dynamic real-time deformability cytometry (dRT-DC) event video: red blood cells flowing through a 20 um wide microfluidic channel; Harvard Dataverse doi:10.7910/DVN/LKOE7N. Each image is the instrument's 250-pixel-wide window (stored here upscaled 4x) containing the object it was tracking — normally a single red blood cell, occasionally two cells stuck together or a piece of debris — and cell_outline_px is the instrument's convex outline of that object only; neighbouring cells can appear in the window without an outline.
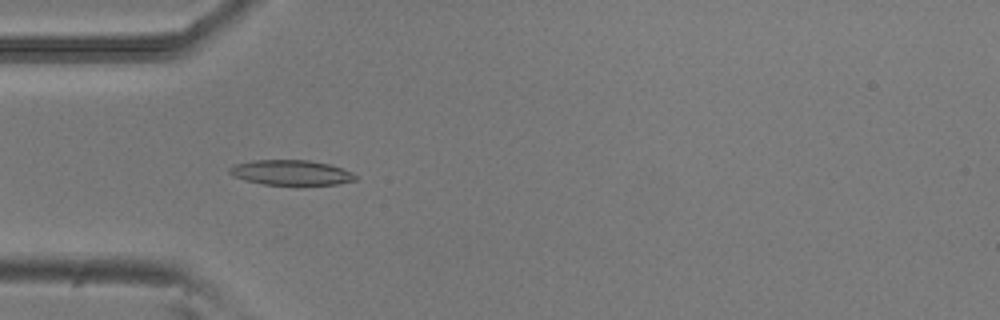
{"species": "common noctule bat (a hibernating species)", "species_latin": "Nyctalus noctula", "temperature_condition": "room temperature", "stored_images_in_passage": 6, "camera_frame_rate_fps": 3000, "um_per_image_px": 0.085, "animal": {"sex": "male", "body_mass_g": 20.5, "forearm_length_mm": 52.5}, "frame": {"image": 1, "passage_image": 5, "time_ms": 1.333, "image_size_px": [1000, 320], "cell_outline_px": [[356, 180], [336, 184], [300, 188], [296, 188], [264, 184], [244, 180], [232, 176], [228, 172], [228, 168], [236, 164], [252, 160], [308, 160], [328, 164], [352, 172], [356, 176]], "centroid_in_image_um": [24.73, 14.72], "position_along_channel_um": 60.3, "area_um2": 19.25}}
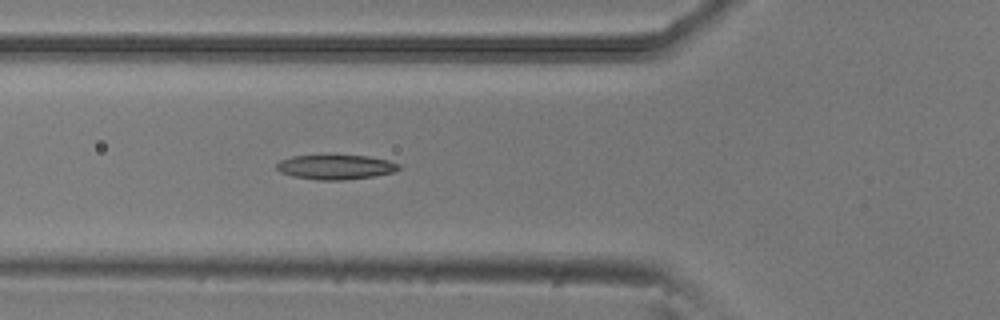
{"frame": {"image": 2, "passage_image": 6, "time_ms": 1.667, "image_size_px": [1000, 320], "cell_outline_px": [[400, 168], [392, 172], [376, 176], [344, 180], [316, 180], [292, 176], [280, 172], [276, 168], [276, 164], [280, 160], [292, 156], [368, 156], [388, 160], [400, 164]], "centroid_in_image_um": [28.52, 14.21], "position_along_channel_um": 97.3, "area_um2": 17.46}}